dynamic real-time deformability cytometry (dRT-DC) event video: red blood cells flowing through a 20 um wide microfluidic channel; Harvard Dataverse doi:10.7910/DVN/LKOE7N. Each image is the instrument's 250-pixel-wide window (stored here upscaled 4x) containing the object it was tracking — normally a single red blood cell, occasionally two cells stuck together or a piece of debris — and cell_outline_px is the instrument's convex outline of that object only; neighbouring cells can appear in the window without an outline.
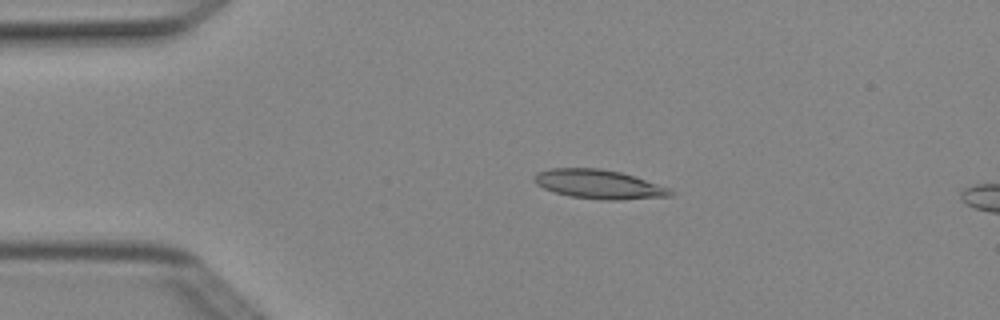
{"species": "Egyptian fruit bat (a non-hibernating species)", "species_latin": "Rousettus aegyptiacus", "temperature_condition": "cold", "stored_images_in_passage": 5, "segment_of_instrument_passage": [1, 2], "camera_frame_rate_fps": 3000, "um_per_image_px": 0.085, "animal": {"sex": "female"}, "frame": {"image": 1, "passage_image": 3, "time_ms": 0.667, "image_size_px": [1000, 320], "cell_outline_px": [[676, 192], [672, 196], [620, 200], [604, 200], [572, 196], [556, 192], [544, 188], [536, 184], [532, 180], [532, 176], [536, 172], [548, 168], [600, 168], [620, 172], [668, 188]], "centroid_in_image_um": [50.85, 15.65], "position_along_channel_um": 34.1, "area_um2": 22.95}}